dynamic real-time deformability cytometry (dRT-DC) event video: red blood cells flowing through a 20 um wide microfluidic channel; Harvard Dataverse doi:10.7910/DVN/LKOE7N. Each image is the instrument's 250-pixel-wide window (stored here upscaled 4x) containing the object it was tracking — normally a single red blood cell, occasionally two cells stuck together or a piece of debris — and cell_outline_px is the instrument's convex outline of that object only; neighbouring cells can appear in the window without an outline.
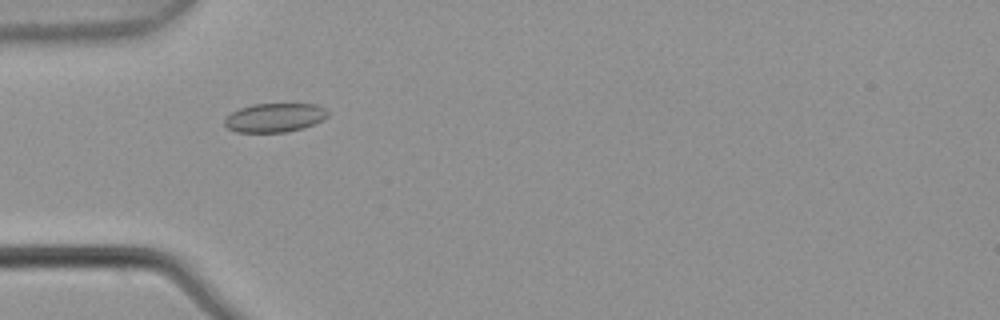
{"species": "common noctule bat (a hibernating species)", "species_latin": "Nyctalus noctula", "temperature_condition": "warm", "stored_images_in_passage": 5, "camera_frame_rate_fps": 3000, "um_per_image_px": 0.085, "animal": {"sex": "male", "body_mass_g": 21.5, "forearm_length_mm": 52.0}, "frame": {"image": 1, "passage_image": 5, "time_ms": 1.333, "image_size_px": [1000, 320], "cell_outline_px": [[328, 116], [304, 128], [284, 132], [236, 132], [228, 128], [224, 124], [224, 120], [232, 112], [240, 108], [252, 104], [316, 104], [324, 108], [328, 112]], "centroid_in_image_um": [23.33, 10.0], "position_along_channel_um": 61.7, "area_um2": 17.22}}